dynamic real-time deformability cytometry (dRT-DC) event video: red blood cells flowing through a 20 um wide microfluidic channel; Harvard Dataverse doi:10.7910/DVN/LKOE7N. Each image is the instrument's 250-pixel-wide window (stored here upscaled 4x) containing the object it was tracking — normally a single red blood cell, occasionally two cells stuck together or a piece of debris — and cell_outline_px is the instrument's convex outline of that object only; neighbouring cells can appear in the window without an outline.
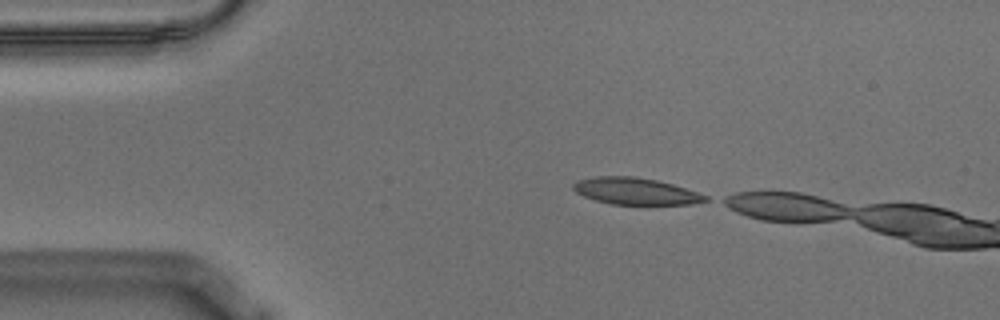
{"species": "Egyptian fruit bat (a non-hibernating species)", "species_latin": "Rousettus aegyptiacus", "temperature_condition": "warm", "stored_images_in_passage": 5, "camera_frame_rate_fps": 3000, "um_per_image_px": 0.085, "animal": {"sex": "male"}, "frame": {"image": 1, "passage_image": 1, "time_ms": 0.0, "image_size_px": [1000, 320], "cell_outline_px": [[708, 200], [692, 204], [612, 204], [596, 200], [584, 196], [576, 192], [572, 188], [572, 184], [576, 180], [596, 176], [632, 176], [656, 180], [672, 184], [708, 196]], "centroid_in_image_um": [53.98, 16.24], "position_along_channel_um": 31.0, "area_um2": 20.4}}